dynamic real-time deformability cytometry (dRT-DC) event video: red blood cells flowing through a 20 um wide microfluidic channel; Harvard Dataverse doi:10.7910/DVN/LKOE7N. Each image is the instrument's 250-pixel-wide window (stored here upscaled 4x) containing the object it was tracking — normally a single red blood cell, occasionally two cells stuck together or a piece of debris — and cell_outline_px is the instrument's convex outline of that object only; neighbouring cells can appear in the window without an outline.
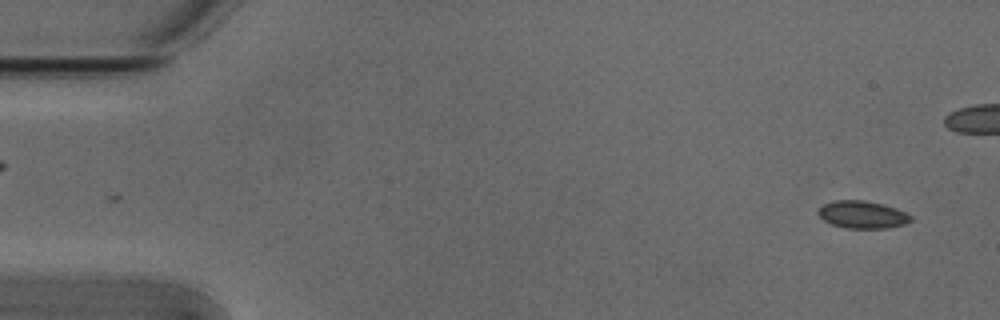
{"species": "Egyptian fruit bat (a non-hibernating species)", "species_latin": "Rousettus aegyptiacus", "temperature_condition": "cold", "stored_images_in_passage": 54, "camera_frame_rate_fps": 3000, "um_per_image_px": 0.085, "animal": {"sex": "male"}, "frame": {"image": 1, "passage_image": 2, "time_ms": 0.333, "image_size_px": [1000, 320], "cell_outline_px": [[912, 220], [904, 224], [888, 228], [844, 228], [832, 224], [824, 220], [816, 212], [824, 204], [836, 200], [864, 200], [884, 204], [896, 208], [912, 216]], "centroid_in_image_um": [73.31, 18.24], "position_along_channel_um": 11.7, "area_um2": 14.8}}
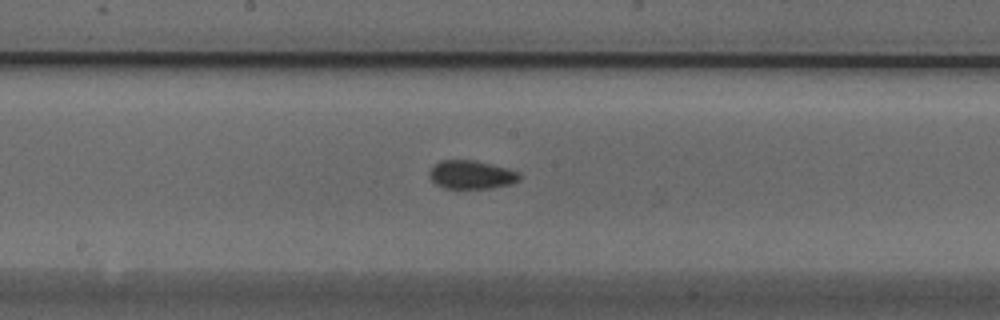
{"frame": {"image": 2, "passage_image": 27, "time_ms": 8.667, "image_size_px": [1000, 320], "cell_outline_px": [[520, 180], [512, 184], [488, 188], [444, 188], [436, 184], [432, 180], [432, 168], [440, 160], [476, 160], [508, 168], [520, 172]], "centroid_in_image_um": [40.14, 14.84], "position_along_channel_um": 208.1, "area_um2": 14.8}}
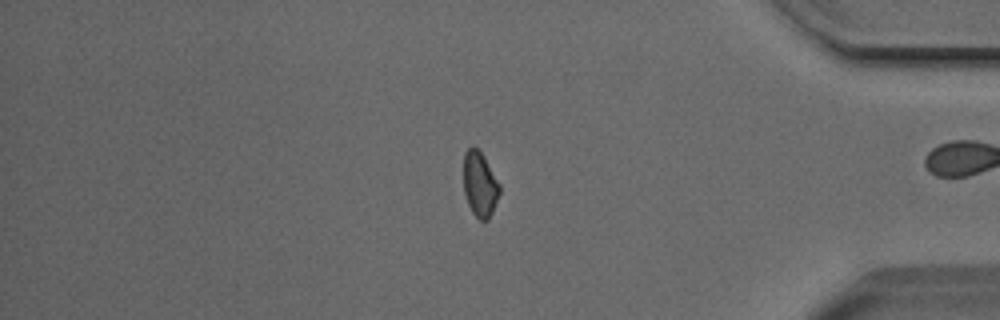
{"frame": {"image": 3, "passage_image": 44, "time_ms": 14.333, "image_size_px": [1000, 320], "cell_outline_px": [[500, 192], [492, 212], [488, 220], [480, 220], [472, 212], [468, 204], [464, 192], [464, 152], [472, 144], [484, 156], [500, 184]], "centroid_in_image_um": [40.78, 15.64], "position_along_channel_um": 394.4, "area_um2": 13.64}, "authors_computed_cell_mechanics": {"area_um2": 14.3633, "velocity_mm_per_s": 3.8253, "shape_relaxation_time_tau1_ms": 6.4534, "shape_relaxation_time_tau2_ms": 7.7688, "deformation_change_tau1": 0.0581, "deformation_change_tau2": 0.0951}}